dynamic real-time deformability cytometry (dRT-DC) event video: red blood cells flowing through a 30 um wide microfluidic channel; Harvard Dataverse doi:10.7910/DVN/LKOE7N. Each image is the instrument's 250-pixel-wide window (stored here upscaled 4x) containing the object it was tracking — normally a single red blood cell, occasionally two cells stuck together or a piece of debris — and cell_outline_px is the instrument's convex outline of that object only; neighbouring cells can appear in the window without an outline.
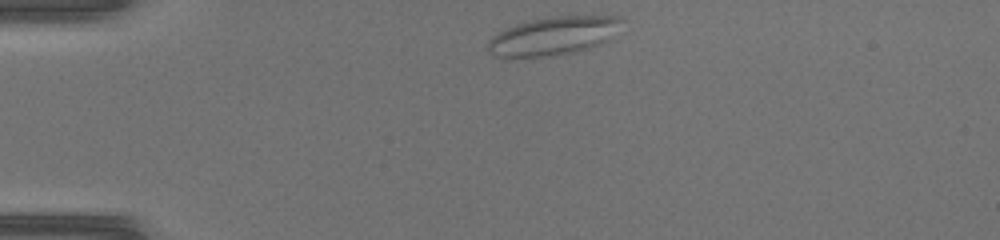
{"species": "common noctule bat (a hibernating species)", "species_latin": "Nyctalus noctula", "temperature_condition": "warm", "stored_images_in_passage": 36, "camera_frame_rate_fps": 3000, "um_per_image_px": 0.085, "animal": {"sex": "female", "body_mass_g": 17.0, "forearm_length_mm": 48.0}, "frame": {"image": 1, "passage_image": 1, "time_ms": 0.0, "image_size_px": [1000, 240], "cell_outline_px": [[624, 20], [608, 40], [600, 44], [588, 48], [572, 52], [540, 56], [496, 56], [488, 52], [488, 40], [496, 32], [516, 24], [532, 20], [552, 16], [620, 16]], "centroid_in_image_um": [47.03, 3.03], "position_along_channel_um": 38.0, "area_um2": 29.42}}
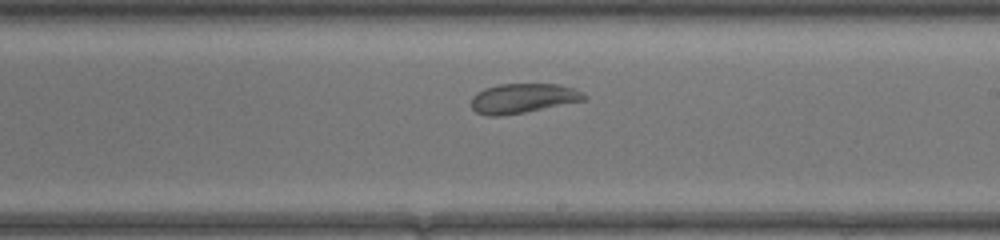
{"frame": {"image": 2, "passage_image": 18, "time_ms": 5.667, "image_size_px": [1000, 240], "cell_outline_px": [[588, 96], [584, 100], [524, 112], [496, 116], [488, 116], [476, 112], [472, 108], [472, 96], [476, 92], [484, 88], [500, 84], [556, 84], [572, 88]], "centroid_in_image_um": [44.4, 8.35], "position_along_channel_um": 244.6, "area_um2": 19.19}}
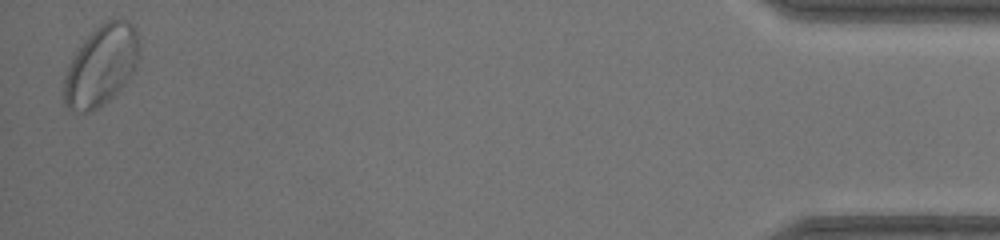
{"frame": {"image": 3, "passage_image": 36, "time_ms": 11.667, "image_size_px": [1000, 240], "cell_outline_px": [[140, 48], [136, 64], [132, 72], [112, 96], [96, 108], [88, 112], [72, 112], [64, 104], [64, 76], [76, 52], [84, 40], [104, 20], [124, 20], [132, 24], [136, 28], [140, 44]], "centroid_in_image_um": [8.59, 5.56], "position_along_channel_um": 426.6, "area_um2": 34.56}}